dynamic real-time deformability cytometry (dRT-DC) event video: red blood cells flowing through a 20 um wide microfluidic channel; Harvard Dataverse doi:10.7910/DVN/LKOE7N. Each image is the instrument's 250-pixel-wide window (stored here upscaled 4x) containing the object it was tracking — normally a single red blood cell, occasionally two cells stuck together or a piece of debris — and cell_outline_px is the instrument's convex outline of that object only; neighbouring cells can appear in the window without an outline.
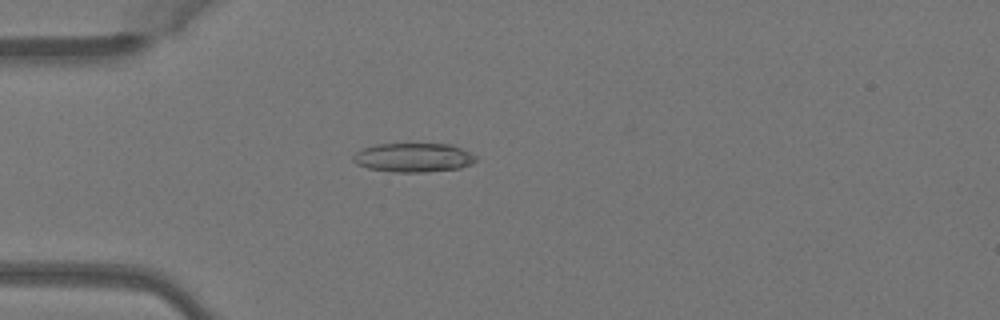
{"species": "Egyptian fruit bat (a non-hibernating species)", "species_latin": "Rousettus aegyptiacus", "temperature_condition": "warm", "stored_images_in_passage": 46, "camera_frame_rate_fps": 3000, "um_per_image_px": 0.085, "animal": {"sex": "female"}, "frame": {"image": 1, "passage_image": 10, "time_ms": 3.0, "image_size_px": [1000, 320], "cell_outline_px": [[476, 160], [472, 164], [460, 168], [424, 172], [392, 172], [368, 168], [356, 164], [352, 160], [352, 156], [356, 152], [364, 148], [376, 144], [452, 144], [476, 156]], "centroid_in_image_um": [35.12, 13.4], "position_along_channel_um": 49.9, "area_um2": 20.75}}
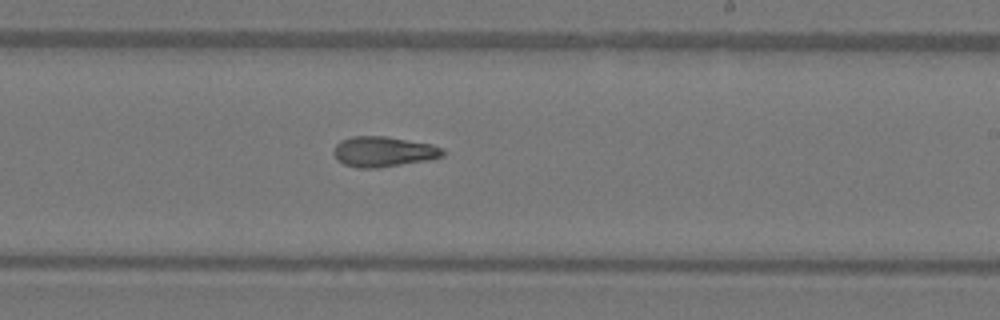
{"frame": {"image": 2, "passage_image": 26, "time_ms": 8.333, "image_size_px": [1000, 320], "cell_outline_px": [[444, 156], [432, 160], [376, 168], [356, 168], [344, 164], [336, 160], [332, 152], [336, 144], [340, 140], [352, 136], [384, 136], [432, 144], [444, 148]], "centroid_in_image_um": [32.59, 12.9], "position_along_channel_um": 256.4, "area_um2": 19.59}}
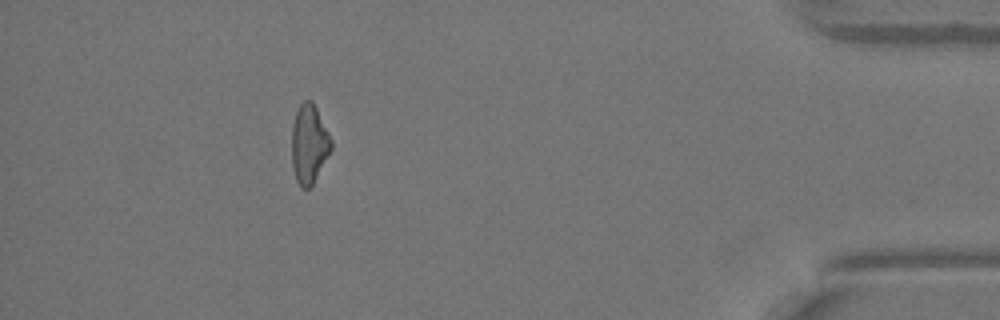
{"frame": {"image": 3, "passage_image": 41, "time_ms": 13.333, "image_size_px": [1000, 320], "cell_outline_px": [[332, 148], [312, 184], [308, 188], [300, 188], [296, 180], [292, 168], [292, 124], [296, 112], [300, 104], [304, 100], [312, 100], [332, 140]], "centroid_in_image_um": [26.25, 12.24], "position_along_channel_um": 408.9, "area_um2": 17.98}, "authors_computed_cell_mechanics": {"area_um2": 19.2185, "velocity_mm_per_s": 4.119, "shape_relaxation_time_tau1_ms": null, "shape_relaxation_time_tau2_ms": 3.7444, "deformation_change_tau1": null, "deformation_change_tau2": 0.1163}}